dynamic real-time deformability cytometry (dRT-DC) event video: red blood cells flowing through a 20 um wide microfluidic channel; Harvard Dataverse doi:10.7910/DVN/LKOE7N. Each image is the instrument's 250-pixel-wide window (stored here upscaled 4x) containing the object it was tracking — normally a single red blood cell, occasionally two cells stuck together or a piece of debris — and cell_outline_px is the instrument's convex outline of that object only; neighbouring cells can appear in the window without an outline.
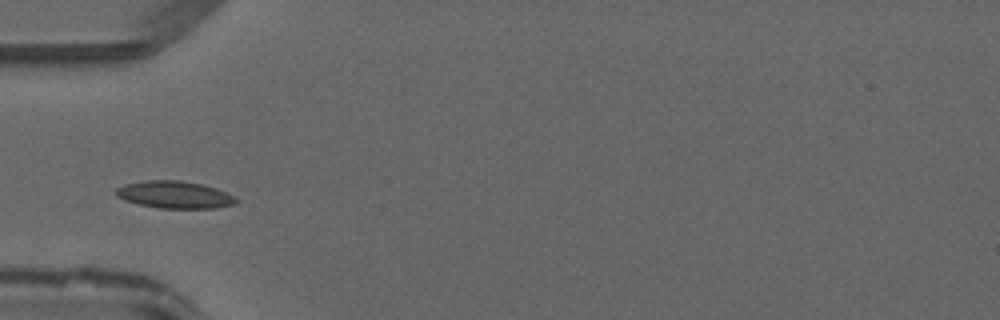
{"species": "common noctule bat (a hibernating species)", "species_latin": "Nyctalus noctula", "temperature_condition": "warm", "stored_images_in_passage": 33, "camera_frame_rate_fps": 3000, "um_per_image_px": 0.085, "animal": {"sex": "male", "forearm_length_mm": 52.5}, "frame": {"image": 1, "passage_image": 1, "time_ms": 0.0, "image_size_px": [1000, 320], "cell_outline_px": [[240, 200], [236, 204], [216, 208], [160, 208], [140, 204], [124, 200], [116, 196], [116, 188], [124, 184], [144, 180], [180, 180], [200, 184], [216, 188]], "centroid_in_image_um": [14.83, 16.55], "position_along_channel_um": 70.2, "area_um2": 19.02}}
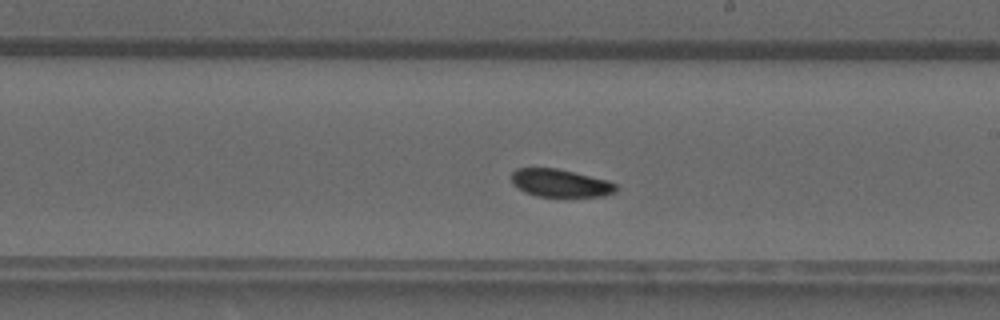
{"frame": {"image": 2, "passage_image": 13, "time_ms": 4.0, "image_size_px": [1000, 320], "cell_outline_px": [[616, 192], [604, 196], [536, 196], [524, 192], [512, 184], [512, 172], [516, 168], [556, 168], [608, 180], [616, 184]], "centroid_in_image_um": [47.61, 15.56], "position_along_channel_um": 241.4, "area_um2": 16.88}}
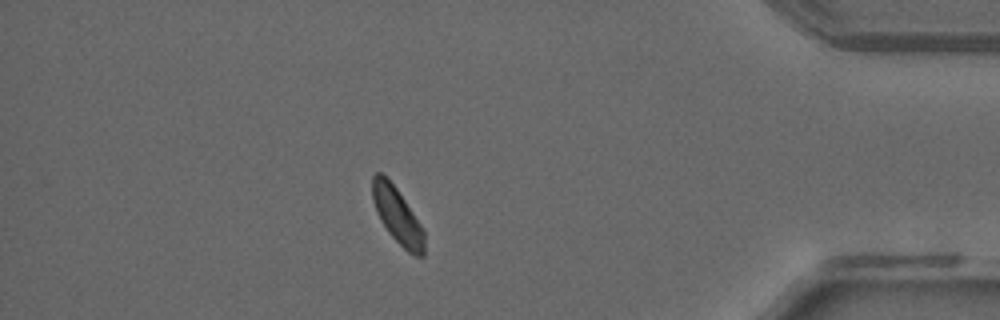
{"frame": {"image": 3, "passage_image": 27, "time_ms": 8.667, "image_size_px": [1000, 320], "cell_outline_px": [[424, 256], [416, 256], [408, 252], [388, 232], [380, 220], [376, 212], [372, 200], [372, 176], [376, 172], [380, 172], [396, 188], [420, 224], [424, 232]], "centroid_in_image_um": [33.75, 18.33], "position_along_channel_um": 401.5, "area_um2": 16.59}}